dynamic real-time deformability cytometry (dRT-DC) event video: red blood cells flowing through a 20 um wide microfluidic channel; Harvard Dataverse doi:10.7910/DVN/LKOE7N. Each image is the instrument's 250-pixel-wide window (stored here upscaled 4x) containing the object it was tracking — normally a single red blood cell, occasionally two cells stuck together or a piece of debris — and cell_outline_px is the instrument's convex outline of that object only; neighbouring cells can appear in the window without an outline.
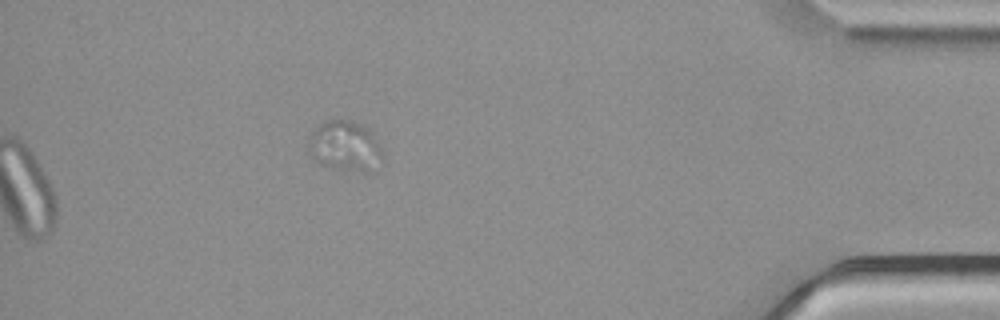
{"species": "common noctule bat (a hibernating species)", "species_latin": "Nyctalus noctula", "temperature_condition": "cold", "stored_images_in_passage": 40, "camera_frame_rate_fps": 3000, "um_per_image_px": 0.085, "animal": {"sex": "male", "body_mass_g": 21.5, "forearm_length_mm": 52.0}, "frame": {"image": 1, "passage_image": 40, "time_ms": 13.0, "image_size_px": [1000, 320], "cell_outline_px": [[384, 160], [372, 172], [356, 172], [336, 168], [320, 164], [316, 160], [312, 136], [312, 132], [320, 124], [328, 120], [352, 120], [360, 124], [368, 132], [384, 152]], "centroid_in_image_um": [29.45, 12.46], "position_along_channel_um": 405.8, "area_um2": 20.87}, "authors_computed_cell_mechanics": {"area_um2": 29.3624, "velocity_mm_per_s": 3.7606, "shape_relaxation_time_tau1_ms": null, "shape_relaxation_time_tau2_ms": 2.1567, "deformation_change_tau1": null, "deformation_change_tau2": 0.0515}}